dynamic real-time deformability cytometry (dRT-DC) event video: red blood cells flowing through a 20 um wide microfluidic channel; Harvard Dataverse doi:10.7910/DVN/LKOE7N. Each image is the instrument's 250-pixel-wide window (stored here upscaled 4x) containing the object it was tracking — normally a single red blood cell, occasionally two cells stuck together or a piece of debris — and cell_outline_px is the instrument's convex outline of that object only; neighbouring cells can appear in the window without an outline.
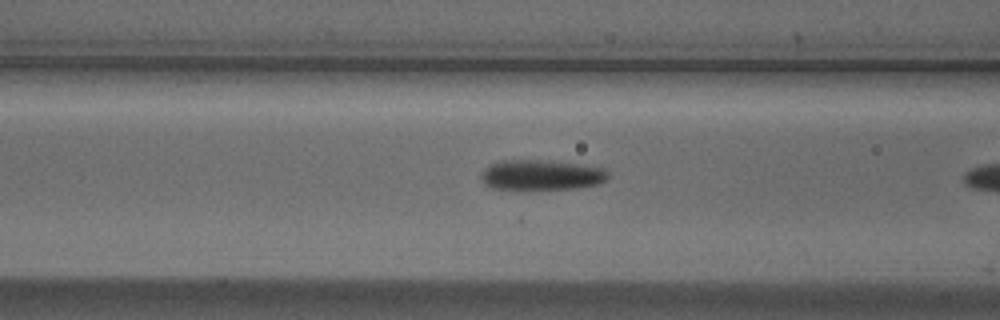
{"species": "Egyptian fruit bat (a non-hibernating species)", "species_latin": "Rousettus aegyptiacus", "temperature_condition": "cold", "stored_images_in_passage": 8, "camera_frame_rate_fps": 3000, "um_per_image_px": 0.085, "animal": {"sex": "male"}, "frame": {"image": 1, "passage_image": 7, "time_ms": 2.0, "image_size_px": [1000, 320], "cell_outline_px": [[608, 180], [600, 184], [572, 188], [492, 188], [484, 184], [480, 176], [484, 168], [500, 160], [536, 160], [576, 164], [604, 168], [608, 172]], "centroid_in_image_um": [46.01, 14.86], "position_along_channel_um": 120.6, "area_um2": 21.91}}